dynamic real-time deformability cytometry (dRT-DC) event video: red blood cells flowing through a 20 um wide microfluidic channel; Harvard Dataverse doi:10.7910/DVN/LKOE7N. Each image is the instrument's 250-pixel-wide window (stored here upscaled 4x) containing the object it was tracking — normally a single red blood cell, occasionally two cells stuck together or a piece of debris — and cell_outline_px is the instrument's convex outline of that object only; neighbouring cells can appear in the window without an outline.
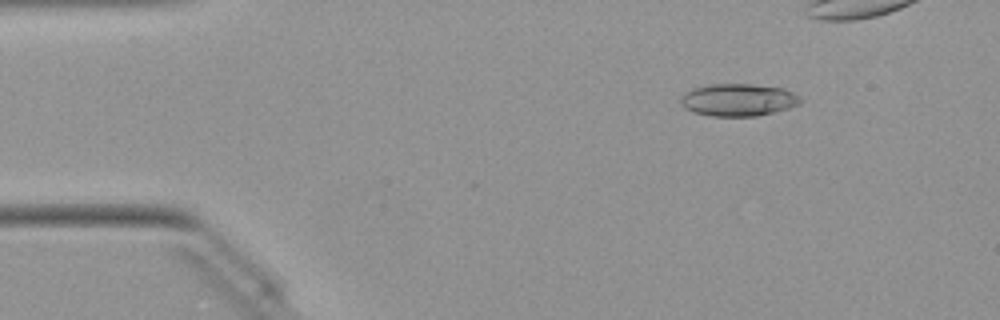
{"species": "Egyptian fruit bat (a non-hibernating species)", "species_latin": "Rousettus aegyptiacus", "temperature_condition": "warm", "stored_images_in_passage": 39, "camera_frame_rate_fps": 3000, "um_per_image_px": 0.085, "animal": {"sex": "female"}, "frame": {"image": 1, "passage_image": 6, "time_ms": 1.667, "image_size_px": [1000, 320], "cell_outline_px": [[804, 100], [800, 104], [788, 108], [756, 116], [712, 116], [692, 112], [684, 108], [680, 104], [680, 96], [692, 88], [712, 84], [748, 84], [784, 88], [800, 96]], "centroid_in_image_um": [62.74, 8.49], "position_along_channel_um": 22.3, "area_um2": 22.72}}
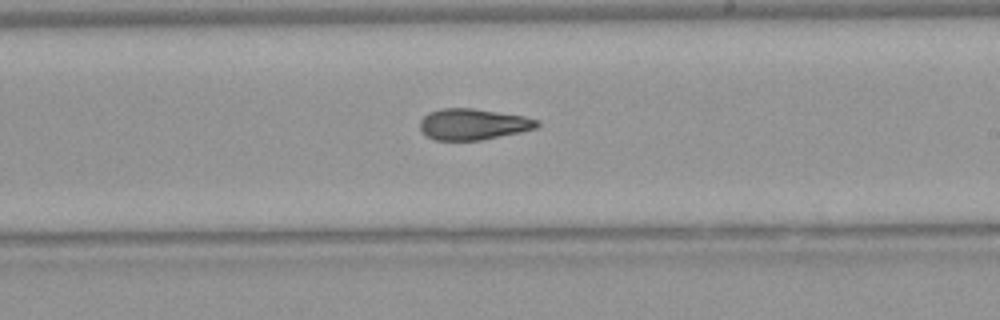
{"frame": {"image": 2, "passage_image": 28, "time_ms": 9.0, "image_size_px": [1000, 320], "cell_outline_px": [[540, 124], [536, 128], [520, 132], [480, 140], [436, 140], [428, 136], [420, 128], [420, 120], [428, 112], [440, 108], [472, 108], [524, 116], [540, 120]], "centroid_in_image_um": [40.22, 10.55], "position_along_channel_um": 248.8, "area_um2": 21.15}}
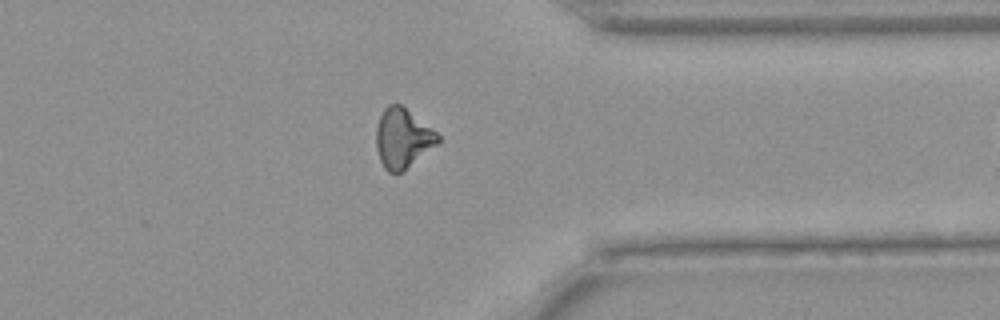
{"frame": {"image": 3, "passage_image": 38, "time_ms": 12.333, "image_size_px": [1000, 320], "cell_outline_px": [[440, 140], [436, 144], [400, 172], [388, 172], [384, 168], [380, 160], [376, 148], [376, 128], [380, 116], [384, 108], [388, 104], [400, 104], [436, 132], [440, 136]], "centroid_in_image_um": [34.18, 11.73], "position_along_channel_um": 377.2, "area_um2": 20.81}}